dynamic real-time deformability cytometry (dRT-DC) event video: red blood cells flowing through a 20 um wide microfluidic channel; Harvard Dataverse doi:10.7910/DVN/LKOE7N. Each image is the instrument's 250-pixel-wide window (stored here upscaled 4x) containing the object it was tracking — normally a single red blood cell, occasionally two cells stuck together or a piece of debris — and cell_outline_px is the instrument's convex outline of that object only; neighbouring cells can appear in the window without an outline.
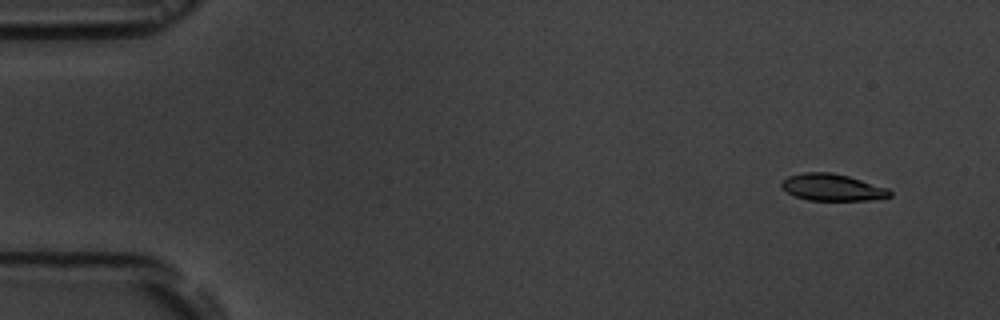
{"species": "common noctule bat (a hibernating species)", "species_latin": "Nyctalus noctula", "temperature_condition": "room temperature", "stored_images_in_passage": 17, "camera_frame_rate_fps": 3000, "um_per_image_px": 0.085, "animal": {"sex": "male", "body_mass_g": 19.5, "forearm_length_mm": 54.6}, "frame": {"image": 1, "passage_image": 2, "time_ms": 1.0, "image_size_px": [1000, 320], "cell_outline_px": [[892, 196], [868, 200], [808, 200], [796, 196], [788, 192], [780, 184], [788, 176], [804, 172], [832, 172], [848, 176], [888, 188], [892, 192]], "centroid_in_image_um": [70.77, 15.92], "position_along_channel_um": 14.2, "area_um2": 16.76}}
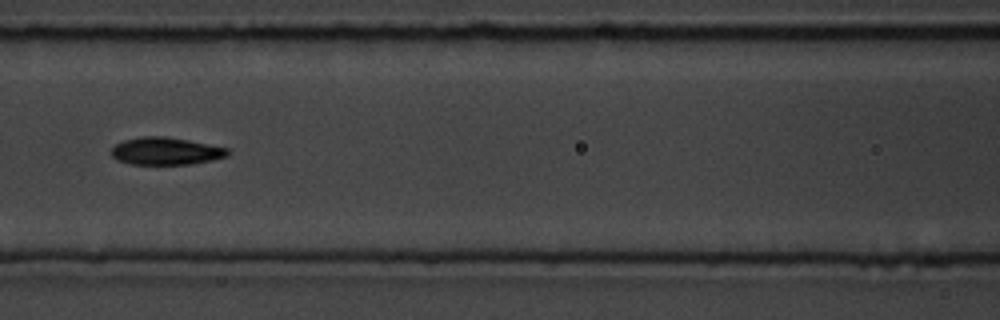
{"frame": {"image": 2, "passage_image": 8, "time_ms": 8.0, "image_size_px": [1000, 320], "cell_outline_px": [[232, 152], [228, 156], [212, 160], [192, 164], [132, 164], [116, 160], [112, 156], [112, 148], [116, 144], [124, 140], [140, 136], [164, 136], [188, 140], [228, 148]], "centroid_in_image_um": [14.12, 12.84], "position_along_channel_um": 152.5, "area_um2": 18.67}}
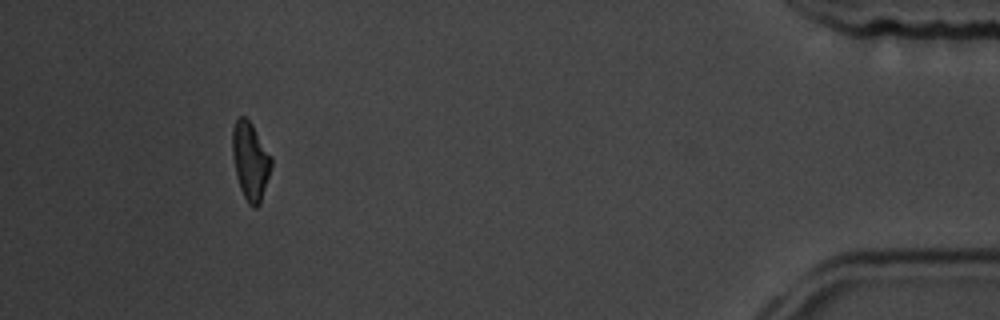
{"frame": {"image": 3, "passage_image": 16, "time_ms": 17.0, "image_size_px": [1000, 320], "cell_outline_px": [[272, 168], [260, 204], [256, 208], [252, 208], [248, 204], [240, 188], [236, 176], [232, 152], [232, 128], [236, 120], [240, 116], [244, 116], [252, 124], [272, 156]], "centroid_in_image_um": [21.29, 13.7], "position_along_channel_um": 413.9, "area_um2": 17.86}, "authors_computed_cell_mechanics": {"area_um2": 17.8602, "velocity_mm_per_s": 3.6354, "shape_relaxation_time_tau1_ms": 1.991, "shape_relaxation_time_tau2_ms": null, "deformation_change_tau1": 0.1075, "deformation_change_tau2": null}}